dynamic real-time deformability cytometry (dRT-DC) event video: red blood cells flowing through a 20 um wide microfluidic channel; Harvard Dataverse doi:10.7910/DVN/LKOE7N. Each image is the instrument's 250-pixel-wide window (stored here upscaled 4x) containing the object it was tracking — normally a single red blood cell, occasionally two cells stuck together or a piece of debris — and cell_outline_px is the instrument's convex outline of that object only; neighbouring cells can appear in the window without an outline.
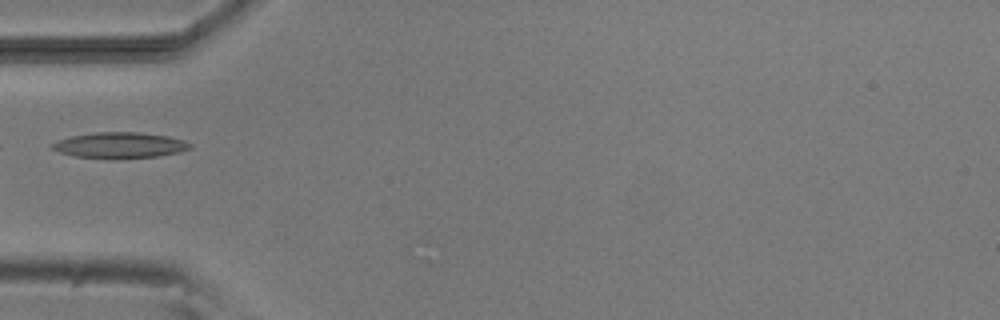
{"species": "common noctule bat (a hibernating species)", "species_latin": "Nyctalus noctula", "temperature_condition": "room temperature", "stored_images_in_passage": 3, "camera_frame_rate_fps": 3000, "um_per_image_px": 0.085, "animal": {"sex": "male", "body_mass_g": 20.5, "forearm_length_mm": 52.5}, "frame": {"image": 1, "passage_image": 1, "time_ms": 0.0, "image_size_px": [1000, 320], "cell_outline_px": [[192, 148], [180, 152], [160, 156], [76, 156], [60, 152], [48, 148], [48, 144], [56, 140], [72, 136], [96, 132], [140, 132], [168, 136], [184, 140], [192, 144]], "centroid_in_image_um": [10.18, 12.3], "position_along_channel_um": 74.8, "area_um2": 20.11}}
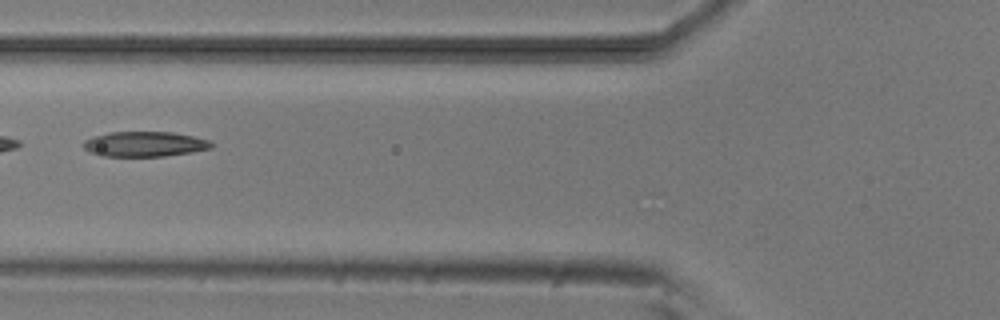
{"frame": {"image": 2, "passage_image": 2, "time_ms": 1.0, "image_size_px": [1000, 320], "cell_outline_px": [[212, 148], [192, 152], [164, 156], [100, 156], [88, 152], [84, 148], [84, 140], [92, 136], [108, 132], [172, 132], [192, 136], [208, 140], [212, 144]], "centroid_in_image_um": [12.24, 12.25], "position_along_channel_um": 113.6, "area_um2": 18.73}}
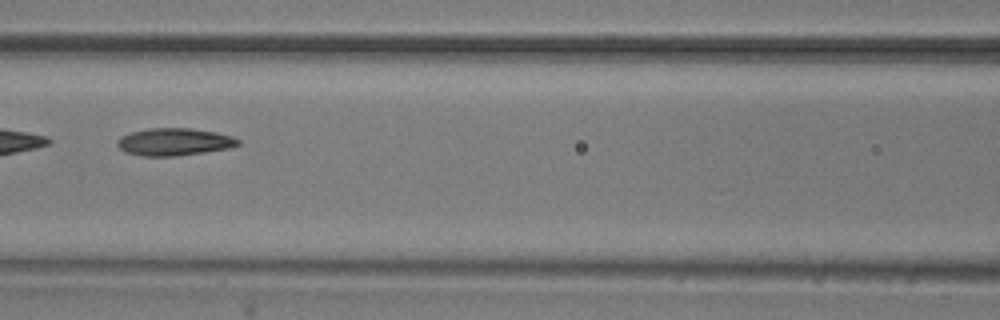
{"frame": {"image": 3, "passage_image": 3, "time_ms": 2.0, "image_size_px": [1000, 320], "cell_outline_px": [[240, 144], [228, 148], [204, 152], [176, 156], [140, 156], [124, 152], [116, 144], [116, 140], [120, 136], [132, 132], [148, 128], [192, 128], [216, 132], [232, 136], [240, 140]], "centroid_in_image_um": [14.78, 12.06], "position_along_channel_um": 151.8, "area_um2": 19.42}}